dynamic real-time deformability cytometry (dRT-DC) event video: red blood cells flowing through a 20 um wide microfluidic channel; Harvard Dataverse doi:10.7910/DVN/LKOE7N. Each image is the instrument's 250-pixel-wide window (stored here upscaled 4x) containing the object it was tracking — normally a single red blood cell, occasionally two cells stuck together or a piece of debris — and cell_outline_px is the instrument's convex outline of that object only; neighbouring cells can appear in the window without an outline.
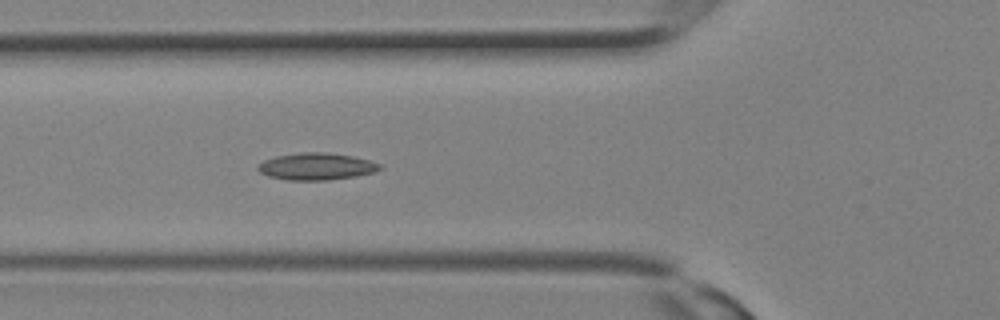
{"species": "Egyptian fruit bat (a non-hibernating species)", "species_latin": "Rousettus aegyptiacus", "temperature_condition": "room temperature", "stored_images_in_passage": 8, "camera_frame_rate_fps": 3000, "um_per_image_px": 0.085, "animal": {"sex": "female"}, "frame": {"image": 1, "passage_image": 8, "time_ms": 2.333, "image_size_px": [1000, 320], "cell_outline_px": [[384, 168], [376, 172], [356, 176], [328, 180], [288, 180], [268, 176], [260, 172], [256, 168], [264, 160], [276, 156], [300, 152], [328, 152], [352, 156], [368, 160], [380, 164]], "centroid_in_image_um": [26.92, 14.15], "position_along_channel_um": 98.9, "area_um2": 19.25}}